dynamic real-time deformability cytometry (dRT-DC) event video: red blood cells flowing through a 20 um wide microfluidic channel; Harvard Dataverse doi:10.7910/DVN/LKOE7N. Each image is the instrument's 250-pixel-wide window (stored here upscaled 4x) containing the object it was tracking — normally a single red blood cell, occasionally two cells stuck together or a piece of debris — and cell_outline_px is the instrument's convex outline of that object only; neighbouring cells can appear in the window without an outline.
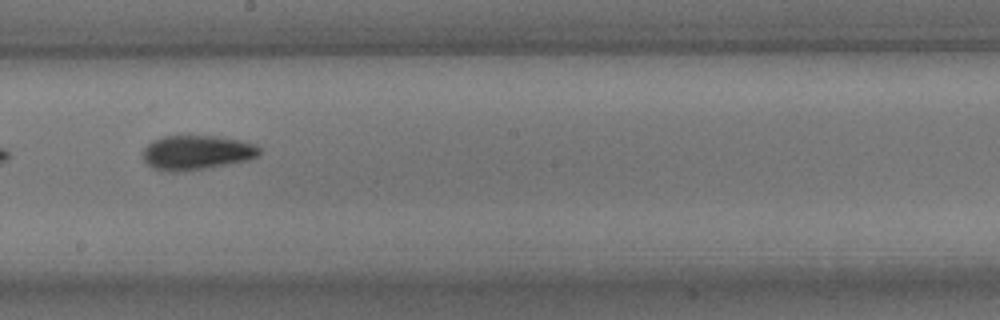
{"species": "common noctule bat (a hibernating species)", "species_latin": "Nyctalus noctula", "temperature_condition": "room temperature", "stored_images_in_passage": 7, "camera_frame_rate_fps": 3000, "um_per_image_px": 0.085, "animal": {"sex": "male", "body_mass_g": 15.6}, "frame": {"image": 1, "passage_image": 5, "time_ms": 5.0, "image_size_px": [1000, 320], "cell_outline_px": [[260, 152], [256, 156], [248, 160], [228, 164], [204, 168], [176, 172], [168, 172], [152, 168], [144, 160], [144, 148], [152, 140], [164, 136], [216, 136], [240, 140], [256, 144], [260, 148]], "centroid_in_image_um": [16.71, 12.96], "position_along_channel_um": 231.5, "area_um2": 23.29}}
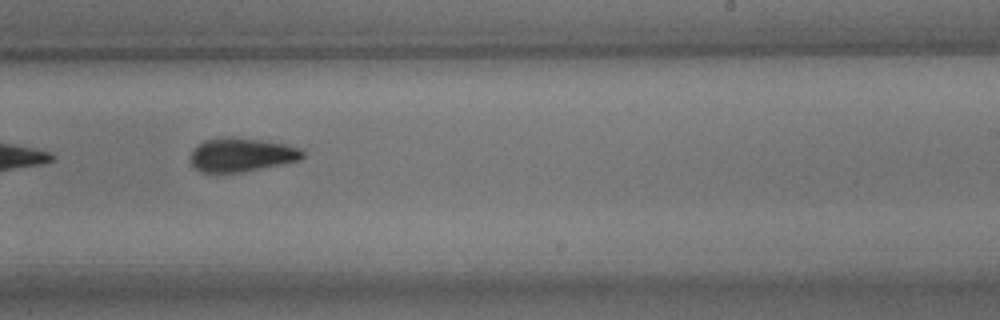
{"frame": {"image": 2, "passage_image": 6, "time_ms": 6.0, "image_size_px": [1000, 320], "cell_outline_px": [[304, 156], [300, 160], [284, 164], [240, 172], [200, 172], [192, 168], [192, 152], [196, 144], [204, 140], [224, 136], [232, 136], [264, 140], [284, 144], [300, 148], [304, 152]], "centroid_in_image_um": [20.52, 13.14], "position_along_channel_um": 268.5, "area_um2": 22.31}}